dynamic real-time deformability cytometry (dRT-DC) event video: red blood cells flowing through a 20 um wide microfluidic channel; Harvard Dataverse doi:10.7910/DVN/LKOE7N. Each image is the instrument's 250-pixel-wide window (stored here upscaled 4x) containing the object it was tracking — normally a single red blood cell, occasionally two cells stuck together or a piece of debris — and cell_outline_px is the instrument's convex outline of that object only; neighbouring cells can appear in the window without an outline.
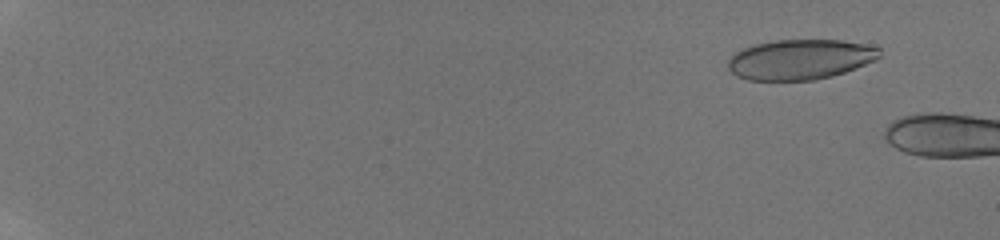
{"species": "human", "species_latin": "Homo sapiens", "temperature_condition": "room temperature", "stored_images_in_passage": 12, "camera_frame_rate_fps": 3000, "um_per_image_px": 0.085, "donor": {"sex": "male"}, "frame": {"image": 1, "passage_image": 4, "time_ms": 1.0, "image_size_px": [1000, 240], "cell_outline_px": [[880, 56], [876, 60], [856, 68], [832, 76], [812, 80], [748, 80], [736, 76], [728, 68], [728, 60], [736, 52], [744, 48], [756, 44], [776, 40], [844, 40], [864, 44], [880, 48]], "centroid_in_image_um": [68.03, 5.05], "position_along_channel_um": 17.0, "area_um2": 35.37}}